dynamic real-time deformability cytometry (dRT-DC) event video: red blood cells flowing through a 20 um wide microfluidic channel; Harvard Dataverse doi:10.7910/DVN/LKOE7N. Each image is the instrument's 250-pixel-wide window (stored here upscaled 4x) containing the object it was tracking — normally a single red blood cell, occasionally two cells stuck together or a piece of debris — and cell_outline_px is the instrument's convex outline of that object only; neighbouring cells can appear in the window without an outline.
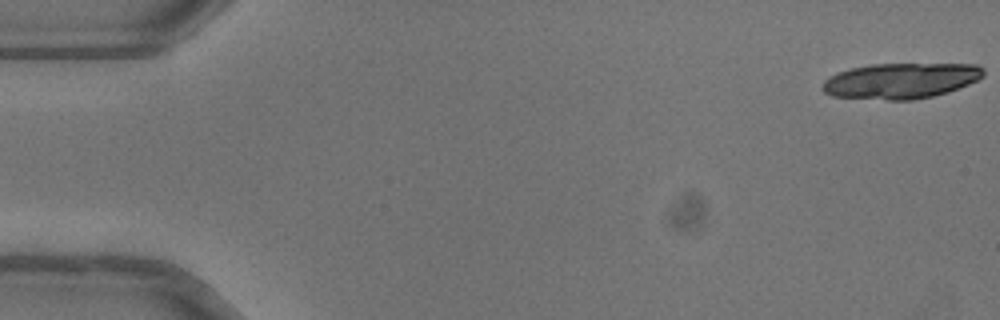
{"species": "common noctule bat (a hibernating species)", "species_latin": "Nyctalus noctula", "temperature_condition": "warm", "stored_images_in_passage": 18, "camera_frame_rate_fps": 3000, "um_per_image_px": 0.085, "animal": {"sex": "female"}, "frame": {"image": 1, "passage_image": 1, "time_ms": 0.0, "image_size_px": [1000, 320], "cell_outline_px": [[984, 76], [968, 84], [948, 92], [932, 96], [912, 100], [888, 100], [832, 96], [824, 92], [820, 88], [824, 80], [828, 76], [836, 72], [852, 68], [872, 64], [976, 64], [984, 68]], "centroid_in_image_um": [76.54, 6.86], "position_along_channel_um": 8.5, "area_um2": 33.52}}